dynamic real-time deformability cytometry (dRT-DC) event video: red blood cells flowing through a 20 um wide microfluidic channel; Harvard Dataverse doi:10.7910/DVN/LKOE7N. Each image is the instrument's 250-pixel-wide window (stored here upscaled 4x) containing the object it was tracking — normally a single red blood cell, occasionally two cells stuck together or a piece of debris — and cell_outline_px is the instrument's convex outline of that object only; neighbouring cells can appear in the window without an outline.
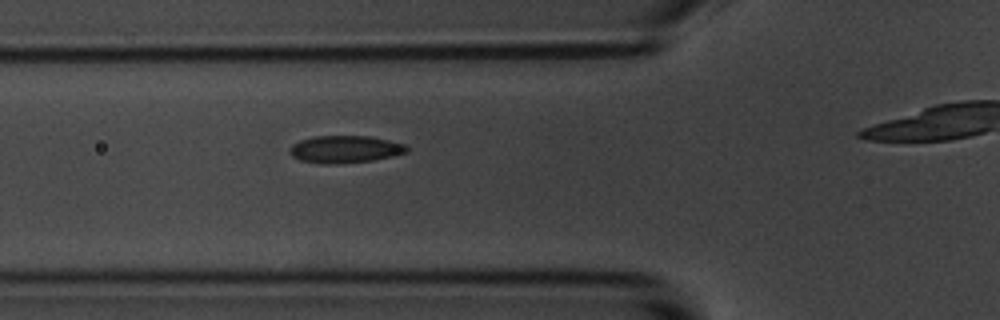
{"species": "common noctule bat (a hibernating species)", "species_latin": "Nyctalus noctula", "temperature_condition": "room temperature", "stored_images_in_passage": 7, "camera_frame_rate_fps": 3000, "um_per_image_px": 0.085, "animal": {"sex": "male", "body_mass_g": 20.1, "forearm_length_mm": 53.5}, "frame": {"image": 1, "passage_image": 7, "time_ms": 8.0, "image_size_px": [1000, 320], "cell_outline_px": [[408, 152], [392, 156], [372, 160], [336, 164], [320, 164], [300, 160], [292, 156], [288, 152], [292, 144], [300, 140], [316, 136], [368, 136], [388, 140], [404, 144], [408, 148]], "centroid_in_image_um": [29.29, 12.69], "position_along_channel_um": 96.5, "area_um2": 18.61}}